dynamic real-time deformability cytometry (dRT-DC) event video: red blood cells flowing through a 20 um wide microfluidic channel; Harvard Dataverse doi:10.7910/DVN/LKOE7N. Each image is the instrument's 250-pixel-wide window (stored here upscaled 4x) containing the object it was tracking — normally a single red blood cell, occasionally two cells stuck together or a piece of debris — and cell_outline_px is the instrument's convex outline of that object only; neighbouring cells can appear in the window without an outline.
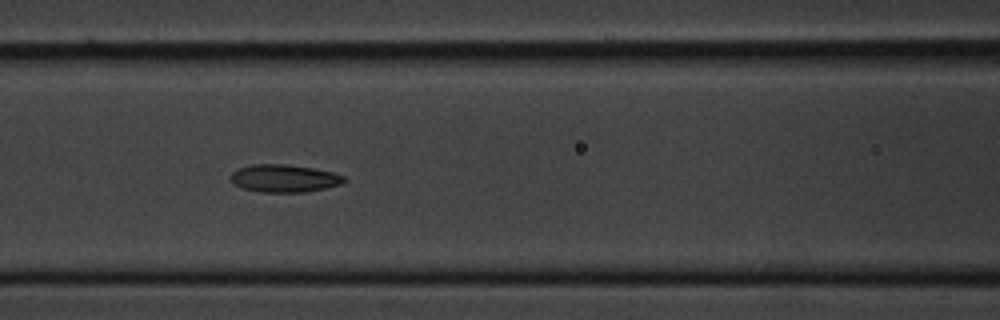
{"species": "common noctule bat (a hibernating species)", "species_latin": "Nyctalus noctula", "temperature_condition": "cold", "stored_images_in_passage": 11, "camera_frame_rate_fps": 3000, "um_per_image_px": 0.085, "animal": {"sex": "male", "body_mass_g": 20.1, "forearm_length_mm": 53.5}, "frame": {"image": 1, "passage_image": 7, "time_ms": 7.667, "image_size_px": [1000, 320], "cell_outline_px": [[348, 180], [340, 184], [308, 192], [260, 192], [244, 188], [236, 184], [232, 180], [232, 172], [236, 168], [252, 164], [284, 164], [312, 168], [332, 172], [344, 176]], "centroid_in_image_um": [24.17, 15.15], "position_along_channel_um": 142.4, "area_um2": 18.15}}
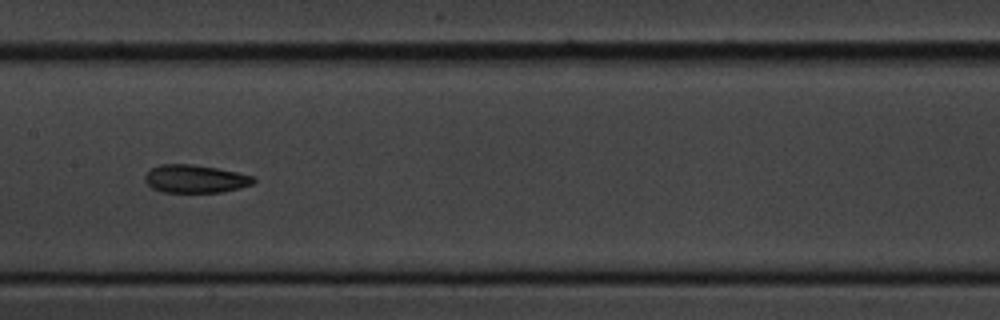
{"frame": {"image": 2, "passage_image": 8, "time_ms": 9.0, "image_size_px": [1000, 320], "cell_outline_px": [[256, 180], [252, 184], [240, 188], [220, 192], [164, 192], [152, 188], [144, 180], [144, 176], [152, 168], [160, 164], [192, 164], [216, 168], [236, 172], [252, 176]], "centroid_in_image_um": [16.58, 15.2], "position_along_channel_um": 190.8, "area_um2": 17.57}}
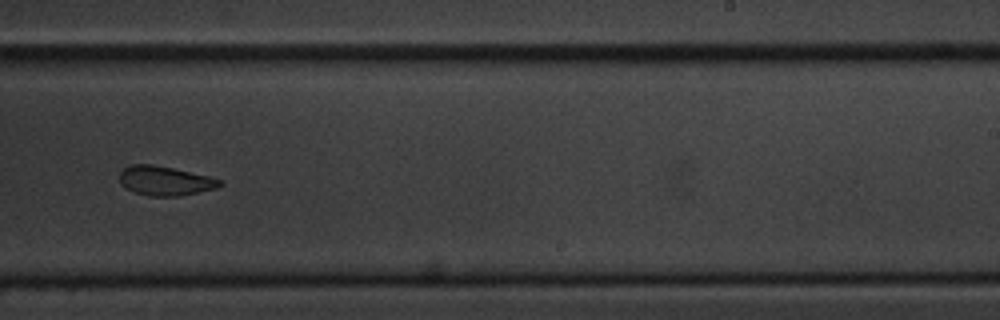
{"frame": {"image": 3, "passage_image": 10, "time_ms": 11.333, "image_size_px": [1000, 320], "cell_outline_px": [[224, 184], [216, 188], [176, 196], [148, 196], [132, 192], [120, 184], [120, 172], [124, 168], [132, 164], [152, 164], [172, 168], [208, 176], [220, 180]], "centroid_in_image_um": [13.98, 15.37], "position_along_channel_um": 275.0, "area_um2": 16.99}}